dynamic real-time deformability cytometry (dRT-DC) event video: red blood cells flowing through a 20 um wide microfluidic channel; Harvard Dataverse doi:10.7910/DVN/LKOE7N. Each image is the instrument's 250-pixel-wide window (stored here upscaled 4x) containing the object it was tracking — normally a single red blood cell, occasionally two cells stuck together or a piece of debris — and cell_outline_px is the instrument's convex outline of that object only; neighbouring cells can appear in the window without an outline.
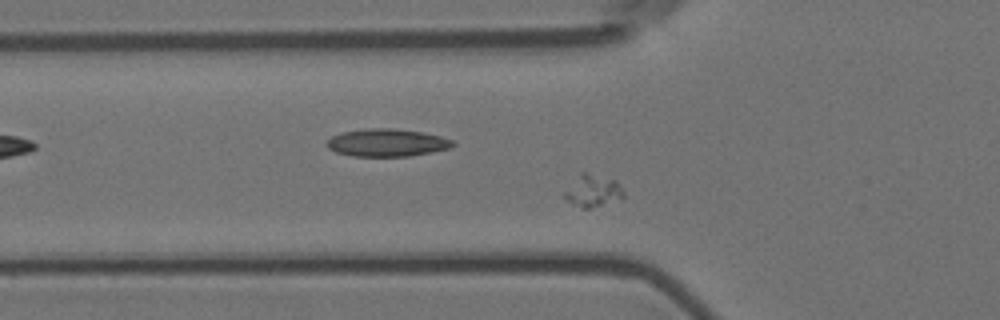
{"species": "Egyptian fruit bat (a non-hibernating species)", "species_latin": "Rousettus aegyptiacus", "temperature_condition": "room temperature", "stored_images_in_passage": 41, "camera_frame_rate_fps": 3000, "um_per_image_px": 0.085, "animal": {"sex": "female"}, "frame": {"image": 1, "passage_image": 7, "time_ms": 2.0, "image_size_px": [1000, 320], "cell_outline_px": [[624, 200], [588, 208], [584, 208], [568, 200], [564, 196], [564, 192], [580, 172], [584, 172], [616, 180], [624, 192]], "centroid_in_image_um": [50.45, 16.22], "position_along_channel_um": 75.3, "area_um2": 10.92}}
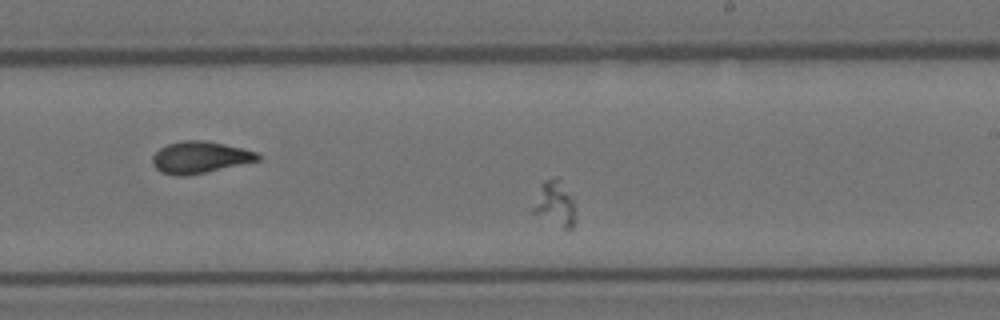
{"frame": {"image": 2, "passage_image": 22, "time_ms": 7.0, "image_size_px": [1000, 320], "cell_outline_px": [[576, 220], [572, 228], [568, 232], [528, 212], [540, 184], [544, 180], [556, 176], [560, 176], [572, 200], [576, 216]], "centroid_in_image_um": [47.11, 17.35], "position_along_channel_um": 241.9, "area_um2": 12.02}}
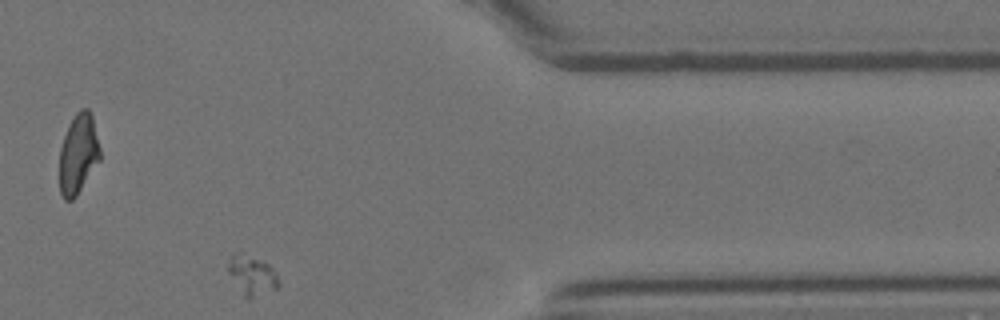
{"frame": {"image": 3, "passage_image": 37, "time_ms": 12.0, "image_size_px": [1000, 320], "cell_outline_px": [[280, 284], [276, 288], [248, 296], [244, 296], [228, 272], [228, 264], [232, 252], [236, 252], [268, 264], [272, 268]], "centroid_in_image_um": [21.38, 23.35], "position_along_channel_um": 390.0, "area_um2": 10.69}}